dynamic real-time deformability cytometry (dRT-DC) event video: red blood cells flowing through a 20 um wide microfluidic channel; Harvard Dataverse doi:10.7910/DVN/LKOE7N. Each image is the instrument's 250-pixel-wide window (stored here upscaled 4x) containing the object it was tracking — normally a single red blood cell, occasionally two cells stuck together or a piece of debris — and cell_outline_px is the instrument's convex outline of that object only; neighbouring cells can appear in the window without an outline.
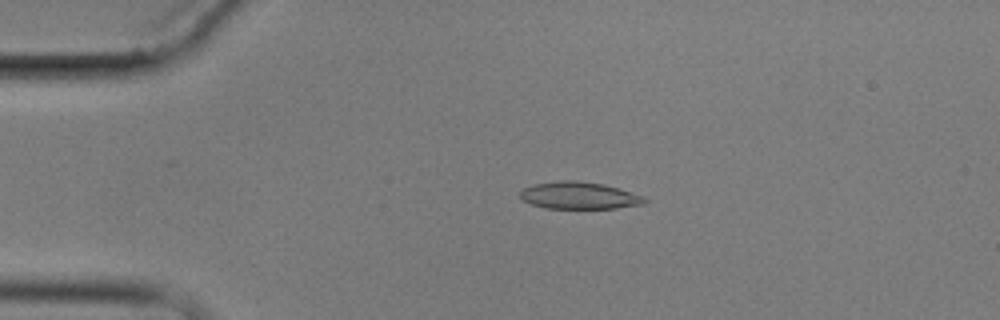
{"species": "common noctule bat (a hibernating species)", "species_latin": "Nyctalus noctula", "temperature_condition": "cold", "stored_images_in_passage": 4, "camera_frame_rate_fps": 3000, "um_per_image_px": 0.085, "animal": {"sex": "male", "body_mass_g": 17.9}, "frame": {"image": 1, "passage_image": 3, "time_ms": 3.333, "image_size_px": [1000, 320], "cell_outline_px": [[648, 200], [644, 204], [616, 208], [544, 208], [532, 204], [524, 200], [520, 196], [520, 192], [524, 188], [532, 184], [560, 180], [576, 180], [604, 184], [644, 196]], "centroid_in_image_um": [49.23, 16.61], "position_along_channel_um": 35.8, "area_um2": 19.65}}